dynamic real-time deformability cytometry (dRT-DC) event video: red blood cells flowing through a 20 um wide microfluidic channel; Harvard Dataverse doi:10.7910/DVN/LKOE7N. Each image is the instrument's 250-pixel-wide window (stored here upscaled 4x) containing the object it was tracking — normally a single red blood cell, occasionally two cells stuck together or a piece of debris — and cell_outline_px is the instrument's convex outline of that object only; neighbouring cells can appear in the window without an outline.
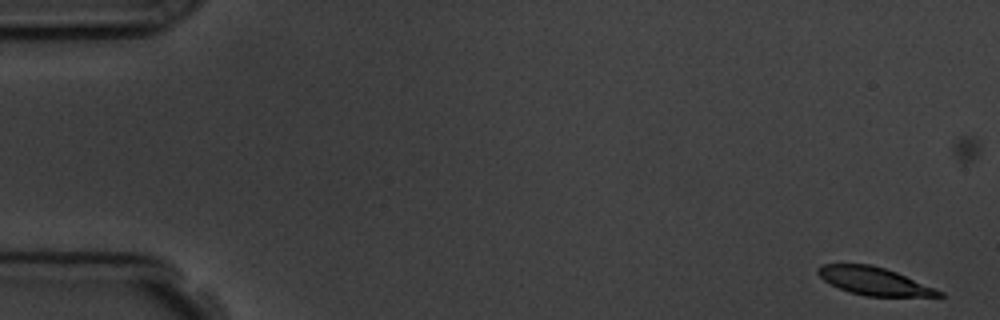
{"species": "common noctule bat (a hibernating species)", "species_latin": "Nyctalus noctula", "temperature_condition": "room temperature", "stored_images_in_passage": 6, "camera_frame_rate_fps": 3000, "um_per_image_px": 0.085, "animal": {"sex": "male", "body_mass_g": 19.5, "forearm_length_mm": 54.6}, "frame": {"image": 1, "passage_image": 1, "time_ms": 0.0, "image_size_px": [1000, 320], "cell_outline_px": [[944, 296], [864, 296], [848, 292], [824, 280], [816, 272], [816, 268], [824, 264], [872, 264], [896, 272], [944, 292]], "centroid_in_image_um": [74.28, 23.89], "position_along_channel_um": 10.7, "area_um2": 19.42}}